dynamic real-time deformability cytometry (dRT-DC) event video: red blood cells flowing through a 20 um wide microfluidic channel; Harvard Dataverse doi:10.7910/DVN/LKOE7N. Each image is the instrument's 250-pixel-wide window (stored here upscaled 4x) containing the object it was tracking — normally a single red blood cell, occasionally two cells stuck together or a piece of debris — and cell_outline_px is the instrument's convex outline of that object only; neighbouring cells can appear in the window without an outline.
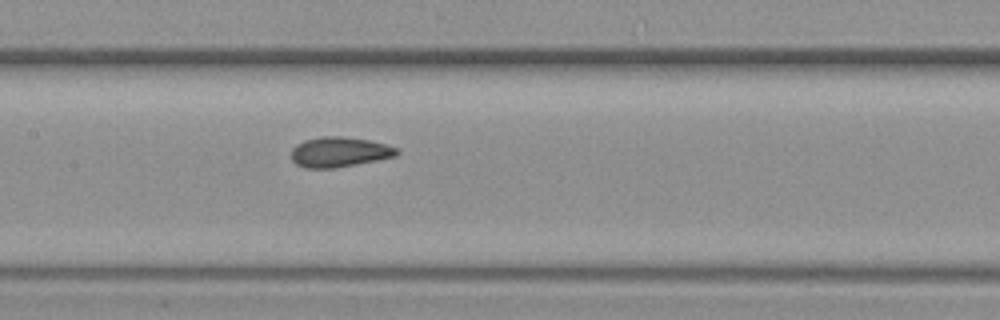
{"species": "common noctule bat (a hibernating species)", "species_latin": "Nyctalus noctula", "temperature_condition": "warm", "stored_images_in_passage": 12, "camera_frame_rate_fps": 3000, "um_per_image_px": 0.085, "animal": {"sex": "female", "body_mass_g": 19.3, "forearm_length_mm": 54.1}, "frame": {"image": 1, "passage_image": 12, "time_ms": 3.667, "image_size_px": [1000, 320], "cell_outline_px": [[400, 152], [396, 156], [336, 168], [304, 168], [296, 164], [292, 160], [292, 148], [296, 144], [304, 140], [324, 136], [340, 136], [368, 140], [384, 144], [396, 148]], "centroid_in_image_um": [28.81, 12.92], "position_along_channel_um": 178.6, "area_um2": 18.38}}